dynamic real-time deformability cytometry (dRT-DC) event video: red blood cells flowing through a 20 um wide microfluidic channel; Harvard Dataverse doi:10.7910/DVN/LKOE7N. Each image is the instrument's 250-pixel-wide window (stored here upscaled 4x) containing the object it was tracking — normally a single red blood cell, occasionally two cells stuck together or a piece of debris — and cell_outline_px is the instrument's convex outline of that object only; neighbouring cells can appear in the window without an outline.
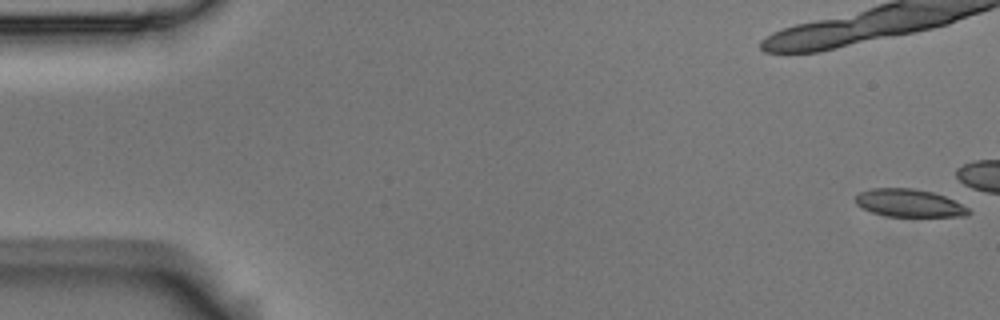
{"species": "Egyptian fruit bat (a non-hibernating species)", "species_latin": "Rousettus aegyptiacus", "temperature_condition": "room temperature", "stored_images_in_passage": 15, "camera_frame_rate_fps": 3000, "um_per_image_px": 0.085, "animal": {"sex": "male"}, "frame": {"image": 1, "passage_image": 1, "time_ms": 0.0, "image_size_px": [1000, 320], "cell_outline_px": [[972, 212], [968, 216], [884, 216], [872, 212], [856, 204], [856, 196], [860, 192], [872, 188], [912, 188], [932, 192], [944, 196], [968, 208]], "centroid_in_image_um": [77.27, 17.26], "position_along_channel_um": 7.7, "area_um2": 18.09}}